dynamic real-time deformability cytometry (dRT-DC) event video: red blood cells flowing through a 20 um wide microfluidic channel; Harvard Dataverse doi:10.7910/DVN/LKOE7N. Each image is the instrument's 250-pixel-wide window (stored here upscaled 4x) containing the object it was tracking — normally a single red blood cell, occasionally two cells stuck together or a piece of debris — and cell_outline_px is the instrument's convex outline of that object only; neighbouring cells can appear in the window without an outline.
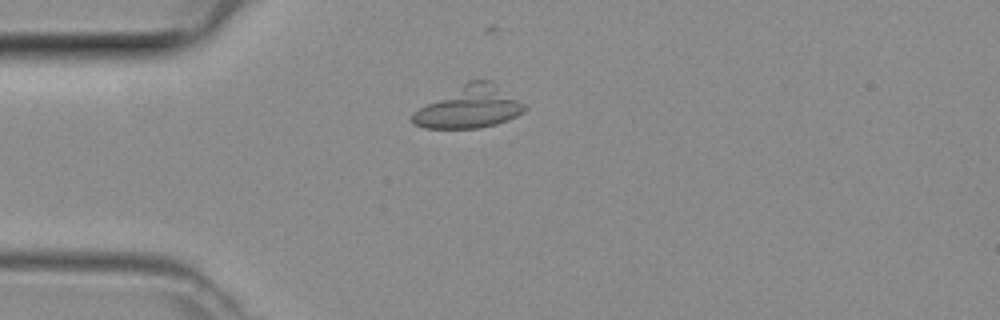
{"species": "common noctule bat (a hibernating species)", "species_latin": "Nyctalus noctula", "temperature_condition": "room temperature", "stored_images_in_passage": 34, "camera_frame_rate_fps": 3000, "um_per_image_px": 0.085, "animal": {"sex": "female", "body_mass_g": 29.2, "forearm_length_mm": 56.3}, "frame": {"image": 1, "passage_image": 10, "time_ms": 3.0, "image_size_px": [1000, 320], "cell_outline_px": [[528, 108], [524, 112], [508, 120], [496, 124], [480, 128], [424, 128], [412, 124], [412, 116], [420, 108], [468, 80], [492, 80], [520, 100]], "centroid_in_image_um": [39.95, 9.1], "position_along_channel_um": 45.0, "area_um2": 27.28}}
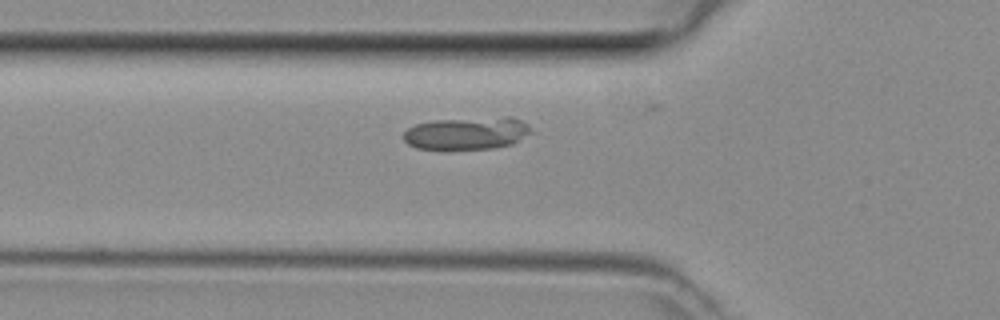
{"frame": {"image": 2, "passage_image": 14, "time_ms": 4.333, "image_size_px": [1000, 320], "cell_outline_px": [[532, 132], [512, 144], [496, 148], [416, 148], [408, 144], [404, 140], [404, 132], [408, 128], [416, 124], [432, 120], [504, 116], [512, 116], [528, 124]], "centroid_in_image_um": [39.72, 11.3], "position_along_channel_um": 86.1, "area_um2": 24.1}}